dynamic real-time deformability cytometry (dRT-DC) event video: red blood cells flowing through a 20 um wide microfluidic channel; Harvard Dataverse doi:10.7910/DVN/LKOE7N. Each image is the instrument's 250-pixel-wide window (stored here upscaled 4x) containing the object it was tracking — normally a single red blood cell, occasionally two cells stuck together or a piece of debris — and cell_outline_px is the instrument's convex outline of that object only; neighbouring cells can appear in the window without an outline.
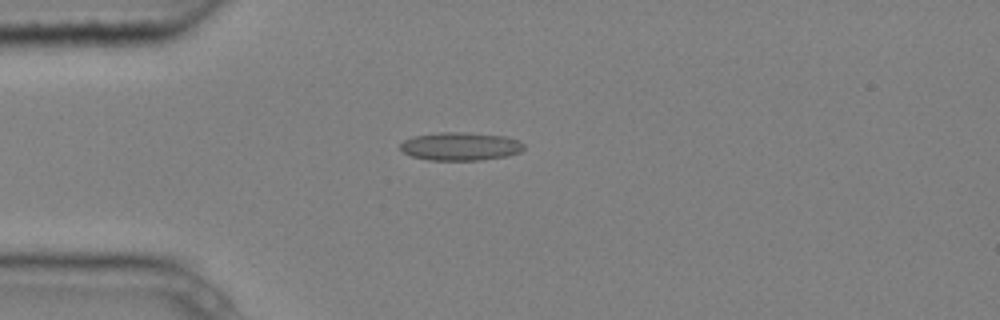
{"species": "common noctule bat (a hibernating species)", "species_latin": "Nyctalus noctula", "temperature_condition": "cold", "stored_images_in_passage": 5, "camera_frame_rate_fps": 3000, "um_per_image_px": 0.085, "animal": {"sex": "male", "body_mass_g": 20.4}, "frame": {"image": 1, "passage_image": 2, "time_ms": 0.333, "image_size_px": [1000, 320], "cell_outline_px": [[524, 148], [520, 152], [508, 156], [480, 160], [428, 160], [412, 156], [404, 152], [400, 148], [400, 144], [404, 140], [412, 136], [440, 132], [464, 132], [504, 136], [520, 140], [524, 144]], "centroid_in_image_um": [39.15, 12.44], "position_along_channel_um": 45.9, "area_um2": 20.4}}
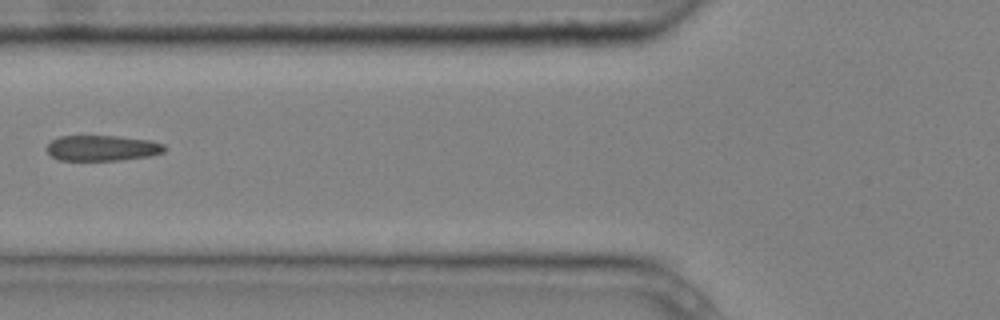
{"frame": {"image": 2, "passage_image": 4, "time_ms": 1.0, "image_size_px": [1000, 320], "cell_outline_px": [[168, 148], [164, 152], [148, 156], [120, 160], [60, 160], [52, 156], [44, 148], [52, 140], [60, 136], [116, 136], [148, 140], [164, 144]], "centroid_in_image_um": [8.69, 12.58], "position_along_channel_um": 117.1, "area_um2": 17.51}}
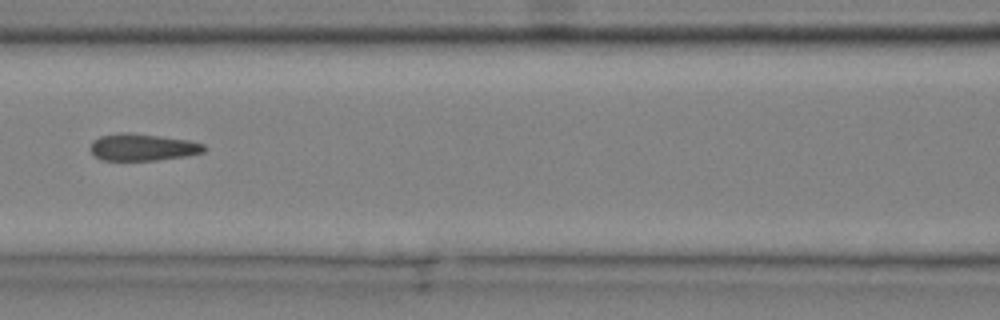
{"frame": {"image": 3, "passage_image": 5, "time_ms": 1.333, "image_size_px": [1000, 320], "cell_outline_px": [[208, 148], [204, 152], [188, 156], [156, 160], [100, 160], [88, 148], [92, 140], [100, 136], [120, 132], [132, 132], [188, 140], [204, 144]], "centroid_in_image_um": [12.12, 12.51], "position_along_channel_um": 154.5, "area_um2": 18.15}}